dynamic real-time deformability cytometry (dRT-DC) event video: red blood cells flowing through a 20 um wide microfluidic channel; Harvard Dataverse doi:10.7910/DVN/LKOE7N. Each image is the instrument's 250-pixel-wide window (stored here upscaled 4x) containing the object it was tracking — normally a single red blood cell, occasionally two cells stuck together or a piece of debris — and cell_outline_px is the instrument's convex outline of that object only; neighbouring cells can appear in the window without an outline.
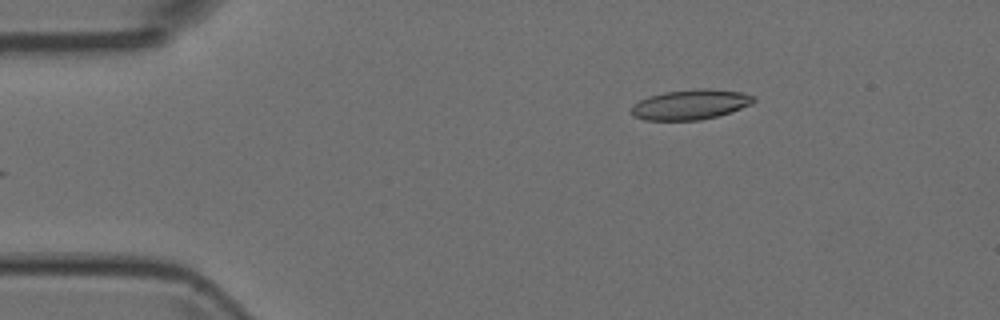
{"species": "Egyptian fruit bat (a non-hibernating species)", "species_latin": "Rousettus aegyptiacus", "temperature_condition": "room temperature", "stored_images_in_passage": 36, "camera_frame_rate_fps": 3000, "um_per_image_px": 0.085, "animal": {"sex": "female"}, "frame": {"image": 1, "passage_image": 1, "time_ms": 0.0, "image_size_px": [1000, 320], "cell_outline_px": [[756, 100], [752, 104], [716, 116], [700, 120], [644, 120], [632, 116], [632, 104], [648, 96], [664, 92], [696, 88], [708, 88], [744, 92], [756, 96]], "centroid_in_image_um": [58.69, 8.87], "position_along_channel_um": 26.3, "area_um2": 21.56}}
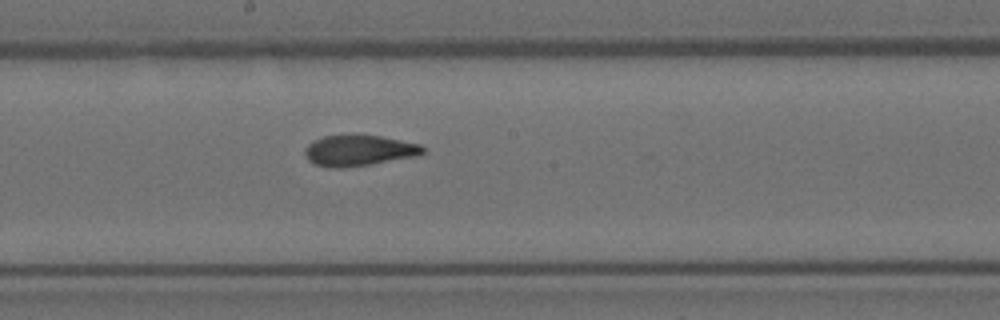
{"frame": {"image": 2, "passage_image": 20, "time_ms": 6.333, "image_size_px": [1000, 320], "cell_outline_px": [[424, 152], [416, 156], [368, 164], [340, 168], [336, 168], [316, 164], [308, 160], [304, 152], [304, 148], [312, 140], [324, 136], [380, 136], [420, 144], [424, 148]], "centroid_in_image_um": [30.47, 12.79], "position_along_channel_um": 217.7, "area_um2": 20.69}}
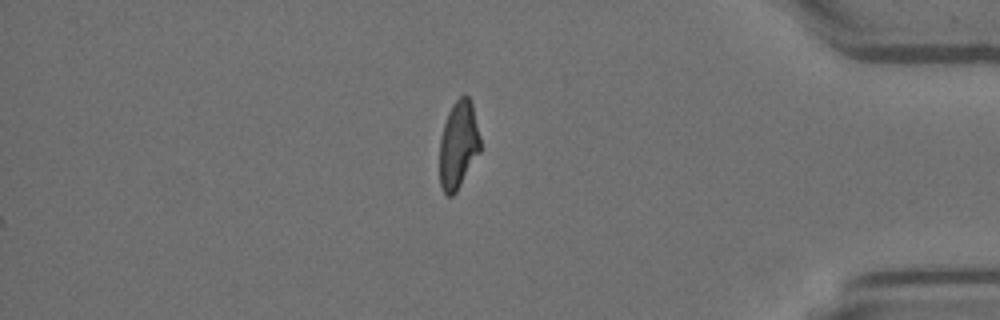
{"frame": {"image": 3, "passage_image": 36, "time_ms": 11.667, "image_size_px": [1000, 320], "cell_outline_px": [[480, 152], [456, 192], [452, 196], [448, 196], [444, 192], [440, 184], [440, 136], [448, 112], [452, 104], [460, 96], [468, 96], [472, 100], [480, 136]], "centroid_in_image_um": [38.97, 12.29], "position_along_channel_um": 396.2, "area_um2": 20.87}}